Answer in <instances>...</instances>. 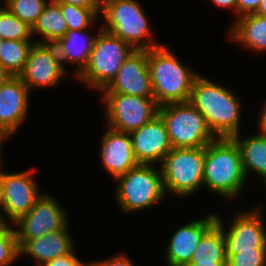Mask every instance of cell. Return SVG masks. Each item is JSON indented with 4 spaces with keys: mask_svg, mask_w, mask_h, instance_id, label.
I'll list each match as a JSON object with an SVG mask.
<instances>
[{
    "mask_svg": "<svg viewBox=\"0 0 266 266\" xmlns=\"http://www.w3.org/2000/svg\"><path fill=\"white\" fill-rule=\"evenodd\" d=\"M158 115L165 123L173 148L205 147L217 138L204 116L189 101L159 106Z\"/></svg>",
    "mask_w": 266,
    "mask_h": 266,
    "instance_id": "8",
    "label": "cell"
},
{
    "mask_svg": "<svg viewBox=\"0 0 266 266\" xmlns=\"http://www.w3.org/2000/svg\"><path fill=\"white\" fill-rule=\"evenodd\" d=\"M34 43L32 40H4L0 50V65L12 76H19Z\"/></svg>",
    "mask_w": 266,
    "mask_h": 266,
    "instance_id": "25",
    "label": "cell"
},
{
    "mask_svg": "<svg viewBox=\"0 0 266 266\" xmlns=\"http://www.w3.org/2000/svg\"><path fill=\"white\" fill-rule=\"evenodd\" d=\"M116 180L115 200L122 213L146 210L167 197L160 166L138 164Z\"/></svg>",
    "mask_w": 266,
    "mask_h": 266,
    "instance_id": "5",
    "label": "cell"
},
{
    "mask_svg": "<svg viewBox=\"0 0 266 266\" xmlns=\"http://www.w3.org/2000/svg\"><path fill=\"white\" fill-rule=\"evenodd\" d=\"M12 75L0 65V87H2Z\"/></svg>",
    "mask_w": 266,
    "mask_h": 266,
    "instance_id": "38",
    "label": "cell"
},
{
    "mask_svg": "<svg viewBox=\"0 0 266 266\" xmlns=\"http://www.w3.org/2000/svg\"><path fill=\"white\" fill-rule=\"evenodd\" d=\"M66 74L54 44L34 43L19 77L31 91L55 86Z\"/></svg>",
    "mask_w": 266,
    "mask_h": 266,
    "instance_id": "13",
    "label": "cell"
},
{
    "mask_svg": "<svg viewBox=\"0 0 266 266\" xmlns=\"http://www.w3.org/2000/svg\"><path fill=\"white\" fill-rule=\"evenodd\" d=\"M243 137L236 134L232 138L239 146L244 173L248 177L252 171L264 180L266 178V133L258 131L257 135Z\"/></svg>",
    "mask_w": 266,
    "mask_h": 266,
    "instance_id": "22",
    "label": "cell"
},
{
    "mask_svg": "<svg viewBox=\"0 0 266 266\" xmlns=\"http://www.w3.org/2000/svg\"><path fill=\"white\" fill-rule=\"evenodd\" d=\"M101 99L105 103L107 126L119 132L137 130L158 115L159 105L155 98L102 92Z\"/></svg>",
    "mask_w": 266,
    "mask_h": 266,
    "instance_id": "9",
    "label": "cell"
},
{
    "mask_svg": "<svg viewBox=\"0 0 266 266\" xmlns=\"http://www.w3.org/2000/svg\"><path fill=\"white\" fill-rule=\"evenodd\" d=\"M227 266H266V249L239 251L227 259Z\"/></svg>",
    "mask_w": 266,
    "mask_h": 266,
    "instance_id": "30",
    "label": "cell"
},
{
    "mask_svg": "<svg viewBox=\"0 0 266 266\" xmlns=\"http://www.w3.org/2000/svg\"><path fill=\"white\" fill-rule=\"evenodd\" d=\"M227 263H188L186 266H226Z\"/></svg>",
    "mask_w": 266,
    "mask_h": 266,
    "instance_id": "40",
    "label": "cell"
},
{
    "mask_svg": "<svg viewBox=\"0 0 266 266\" xmlns=\"http://www.w3.org/2000/svg\"><path fill=\"white\" fill-rule=\"evenodd\" d=\"M255 14L266 16V0H260Z\"/></svg>",
    "mask_w": 266,
    "mask_h": 266,
    "instance_id": "39",
    "label": "cell"
},
{
    "mask_svg": "<svg viewBox=\"0 0 266 266\" xmlns=\"http://www.w3.org/2000/svg\"><path fill=\"white\" fill-rule=\"evenodd\" d=\"M260 0H237V18L254 14L259 6Z\"/></svg>",
    "mask_w": 266,
    "mask_h": 266,
    "instance_id": "33",
    "label": "cell"
},
{
    "mask_svg": "<svg viewBox=\"0 0 266 266\" xmlns=\"http://www.w3.org/2000/svg\"><path fill=\"white\" fill-rule=\"evenodd\" d=\"M75 251L67 255L56 257L54 260L48 261L42 266H88V262H81L79 258L75 256Z\"/></svg>",
    "mask_w": 266,
    "mask_h": 266,
    "instance_id": "32",
    "label": "cell"
},
{
    "mask_svg": "<svg viewBox=\"0 0 266 266\" xmlns=\"http://www.w3.org/2000/svg\"><path fill=\"white\" fill-rule=\"evenodd\" d=\"M67 31L68 26L59 4L49 0L32 27V36H41L39 40H34L35 43L55 44Z\"/></svg>",
    "mask_w": 266,
    "mask_h": 266,
    "instance_id": "23",
    "label": "cell"
},
{
    "mask_svg": "<svg viewBox=\"0 0 266 266\" xmlns=\"http://www.w3.org/2000/svg\"><path fill=\"white\" fill-rule=\"evenodd\" d=\"M218 214H208L207 216L192 220L184 226L176 229L169 245L166 247V262L168 266H186L199 245L204 234L217 222Z\"/></svg>",
    "mask_w": 266,
    "mask_h": 266,
    "instance_id": "16",
    "label": "cell"
},
{
    "mask_svg": "<svg viewBox=\"0 0 266 266\" xmlns=\"http://www.w3.org/2000/svg\"><path fill=\"white\" fill-rule=\"evenodd\" d=\"M88 266H135L132 260L124 253H118L115 256L105 260L88 262Z\"/></svg>",
    "mask_w": 266,
    "mask_h": 266,
    "instance_id": "31",
    "label": "cell"
},
{
    "mask_svg": "<svg viewBox=\"0 0 266 266\" xmlns=\"http://www.w3.org/2000/svg\"><path fill=\"white\" fill-rule=\"evenodd\" d=\"M33 169L17 173L2 172L1 169V209L4 211L1 212V223L13 224L26 215L42 196Z\"/></svg>",
    "mask_w": 266,
    "mask_h": 266,
    "instance_id": "11",
    "label": "cell"
},
{
    "mask_svg": "<svg viewBox=\"0 0 266 266\" xmlns=\"http://www.w3.org/2000/svg\"><path fill=\"white\" fill-rule=\"evenodd\" d=\"M102 92L154 98L148 69L147 50H135L121 64L111 83Z\"/></svg>",
    "mask_w": 266,
    "mask_h": 266,
    "instance_id": "14",
    "label": "cell"
},
{
    "mask_svg": "<svg viewBox=\"0 0 266 266\" xmlns=\"http://www.w3.org/2000/svg\"><path fill=\"white\" fill-rule=\"evenodd\" d=\"M100 146L101 165L114 179L139 164L134 156L129 133L108 127L101 138Z\"/></svg>",
    "mask_w": 266,
    "mask_h": 266,
    "instance_id": "17",
    "label": "cell"
},
{
    "mask_svg": "<svg viewBox=\"0 0 266 266\" xmlns=\"http://www.w3.org/2000/svg\"><path fill=\"white\" fill-rule=\"evenodd\" d=\"M69 232L67 226L57 232L29 240L19 249L20 256L27 255L34 259L36 266H42L58 256L67 255L75 250Z\"/></svg>",
    "mask_w": 266,
    "mask_h": 266,
    "instance_id": "19",
    "label": "cell"
},
{
    "mask_svg": "<svg viewBox=\"0 0 266 266\" xmlns=\"http://www.w3.org/2000/svg\"><path fill=\"white\" fill-rule=\"evenodd\" d=\"M3 42H4V39H2V38L0 37V50H1V46H2Z\"/></svg>",
    "mask_w": 266,
    "mask_h": 266,
    "instance_id": "43",
    "label": "cell"
},
{
    "mask_svg": "<svg viewBox=\"0 0 266 266\" xmlns=\"http://www.w3.org/2000/svg\"><path fill=\"white\" fill-rule=\"evenodd\" d=\"M189 102L204 116L217 138L239 134L242 105L234 91L199 75L194 80Z\"/></svg>",
    "mask_w": 266,
    "mask_h": 266,
    "instance_id": "1",
    "label": "cell"
},
{
    "mask_svg": "<svg viewBox=\"0 0 266 266\" xmlns=\"http://www.w3.org/2000/svg\"><path fill=\"white\" fill-rule=\"evenodd\" d=\"M86 30H68L65 35L54 45L58 51L61 63L66 68V63L76 65L75 76L87 65L97 35Z\"/></svg>",
    "mask_w": 266,
    "mask_h": 266,
    "instance_id": "20",
    "label": "cell"
},
{
    "mask_svg": "<svg viewBox=\"0 0 266 266\" xmlns=\"http://www.w3.org/2000/svg\"><path fill=\"white\" fill-rule=\"evenodd\" d=\"M262 111L259 114V120H258V129L260 132L266 133V101L264 106H262Z\"/></svg>",
    "mask_w": 266,
    "mask_h": 266,
    "instance_id": "36",
    "label": "cell"
},
{
    "mask_svg": "<svg viewBox=\"0 0 266 266\" xmlns=\"http://www.w3.org/2000/svg\"><path fill=\"white\" fill-rule=\"evenodd\" d=\"M147 62L159 106L189 101L194 80L200 75L197 71L178 60L164 45L147 50Z\"/></svg>",
    "mask_w": 266,
    "mask_h": 266,
    "instance_id": "3",
    "label": "cell"
},
{
    "mask_svg": "<svg viewBox=\"0 0 266 266\" xmlns=\"http://www.w3.org/2000/svg\"><path fill=\"white\" fill-rule=\"evenodd\" d=\"M53 1L73 4L80 7L93 8L98 13H101L102 10V0H53Z\"/></svg>",
    "mask_w": 266,
    "mask_h": 266,
    "instance_id": "34",
    "label": "cell"
},
{
    "mask_svg": "<svg viewBox=\"0 0 266 266\" xmlns=\"http://www.w3.org/2000/svg\"><path fill=\"white\" fill-rule=\"evenodd\" d=\"M11 0H3V7H5V5Z\"/></svg>",
    "mask_w": 266,
    "mask_h": 266,
    "instance_id": "42",
    "label": "cell"
},
{
    "mask_svg": "<svg viewBox=\"0 0 266 266\" xmlns=\"http://www.w3.org/2000/svg\"><path fill=\"white\" fill-rule=\"evenodd\" d=\"M253 210L238 211L232 217L229 228L225 229L222 221V230L225 238L227 259L239 251H254L266 249V225L262 216L261 206L258 204ZM260 209V210H259Z\"/></svg>",
    "mask_w": 266,
    "mask_h": 266,
    "instance_id": "12",
    "label": "cell"
},
{
    "mask_svg": "<svg viewBox=\"0 0 266 266\" xmlns=\"http://www.w3.org/2000/svg\"><path fill=\"white\" fill-rule=\"evenodd\" d=\"M20 257L15 228L8 223L0 224V266H10Z\"/></svg>",
    "mask_w": 266,
    "mask_h": 266,
    "instance_id": "29",
    "label": "cell"
},
{
    "mask_svg": "<svg viewBox=\"0 0 266 266\" xmlns=\"http://www.w3.org/2000/svg\"><path fill=\"white\" fill-rule=\"evenodd\" d=\"M247 179L239 146L233 138H216L205 146L203 185L211 192L227 199L236 198Z\"/></svg>",
    "mask_w": 266,
    "mask_h": 266,
    "instance_id": "2",
    "label": "cell"
},
{
    "mask_svg": "<svg viewBox=\"0 0 266 266\" xmlns=\"http://www.w3.org/2000/svg\"><path fill=\"white\" fill-rule=\"evenodd\" d=\"M13 133L11 131H9L6 127L0 125V166H2V160H1V148H2V144L3 141L5 139H7L8 137H10Z\"/></svg>",
    "mask_w": 266,
    "mask_h": 266,
    "instance_id": "37",
    "label": "cell"
},
{
    "mask_svg": "<svg viewBox=\"0 0 266 266\" xmlns=\"http://www.w3.org/2000/svg\"><path fill=\"white\" fill-rule=\"evenodd\" d=\"M98 31L88 63L76 77L87 87L101 92L115 78L121 64L135 49L102 28Z\"/></svg>",
    "mask_w": 266,
    "mask_h": 266,
    "instance_id": "6",
    "label": "cell"
},
{
    "mask_svg": "<svg viewBox=\"0 0 266 266\" xmlns=\"http://www.w3.org/2000/svg\"><path fill=\"white\" fill-rule=\"evenodd\" d=\"M59 4L63 17L66 20L68 30H85L94 27L98 15L93 8L80 7L73 4L56 2Z\"/></svg>",
    "mask_w": 266,
    "mask_h": 266,
    "instance_id": "26",
    "label": "cell"
},
{
    "mask_svg": "<svg viewBox=\"0 0 266 266\" xmlns=\"http://www.w3.org/2000/svg\"><path fill=\"white\" fill-rule=\"evenodd\" d=\"M189 263H227L222 221L219 218L204 234Z\"/></svg>",
    "mask_w": 266,
    "mask_h": 266,
    "instance_id": "24",
    "label": "cell"
},
{
    "mask_svg": "<svg viewBox=\"0 0 266 266\" xmlns=\"http://www.w3.org/2000/svg\"><path fill=\"white\" fill-rule=\"evenodd\" d=\"M0 208H2V194H1V166H0ZM1 212L0 211V221H1Z\"/></svg>",
    "mask_w": 266,
    "mask_h": 266,
    "instance_id": "41",
    "label": "cell"
},
{
    "mask_svg": "<svg viewBox=\"0 0 266 266\" xmlns=\"http://www.w3.org/2000/svg\"><path fill=\"white\" fill-rule=\"evenodd\" d=\"M30 90L19 76H12L0 87V125L15 133L26 121Z\"/></svg>",
    "mask_w": 266,
    "mask_h": 266,
    "instance_id": "18",
    "label": "cell"
},
{
    "mask_svg": "<svg viewBox=\"0 0 266 266\" xmlns=\"http://www.w3.org/2000/svg\"><path fill=\"white\" fill-rule=\"evenodd\" d=\"M229 40L256 54L266 51V16L254 13L237 18L231 25Z\"/></svg>",
    "mask_w": 266,
    "mask_h": 266,
    "instance_id": "21",
    "label": "cell"
},
{
    "mask_svg": "<svg viewBox=\"0 0 266 266\" xmlns=\"http://www.w3.org/2000/svg\"><path fill=\"white\" fill-rule=\"evenodd\" d=\"M205 147L173 148L162 161L166 195L189 197L203 186Z\"/></svg>",
    "mask_w": 266,
    "mask_h": 266,
    "instance_id": "7",
    "label": "cell"
},
{
    "mask_svg": "<svg viewBox=\"0 0 266 266\" xmlns=\"http://www.w3.org/2000/svg\"><path fill=\"white\" fill-rule=\"evenodd\" d=\"M213 5H216L217 7H222L226 9H231L237 14V0H211Z\"/></svg>",
    "mask_w": 266,
    "mask_h": 266,
    "instance_id": "35",
    "label": "cell"
},
{
    "mask_svg": "<svg viewBox=\"0 0 266 266\" xmlns=\"http://www.w3.org/2000/svg\"><path fill=\"white\" fill-rule=\"evenodd\" d=\"M135 159L139 164L159 162L173 149L162 118L157 115L152 121L129 133Z\"/></svg>",
    "mask_w": 266,
    "mask_h": 266,
    "instance_id": "15",
    "label": "cell"
},
{
    "mask_svg": "<svg viewBox=\"0 0 266 266\" xmlns=\"http://www.w3.org/2000/svg\"><path fill=\"white\" fill-rule=\"evenodd\" d=\"M53 196L43 193L30 211L15 225L19 249L29 240L57 232L68 226L67 212Z\"/></svg>",
    "mask_w": 266,
    "mask_h": 266,
    "instance_id": "10",
    "label": "cell"
},
{
    "mask_svg": "<svg viewBox=\"0 0 266 266\" xmlns=\"http://www.w3.org/2000/svg\"><path fill=\"white\" fill-rule=\"evenodd\" d=\"M100 15L106 23H103L102 30L121 38L135 50H149L162 45L150 39L148 16L137 0H103Z\"/></svg>",
    "mask_w": 266,
    "mask_h": 266,
    "instance_id": "4",
    "label": "cell"
},
{
    "mask_svg": "<svg viewBox=\"0 0 266 266\" xmlns=\"http://www.w3.org/2000/svg\"><path fill=\"white\" fill-rule=\"evenodd\" d=\"M0 37L4 40H34L32 27L21 21L6 7H0Z\"/></svg>",
    "mask_w": 266,
    "mask_h": 266,
    "instance_id": "27",
    "label": "cell"
},
{
    "mask_svg": "<svg viewBox=\"0 0 266 266\" xmlns=\"http://www.w3.org/2000/svg\"><path fill=\"white\" fill-rule=\"evenodd\" d=\"M48 0H11L5 7L21 21L33 27Z\"/></svg>",
    "mask_w": 266,
    "mask_h": 266,
    "instance_id": "28",
    "label": "cell"
},
{
    "mask_svg": "<svg viewBox=\"0 0 266 266\" xmlns=\"http://www.w3.org/2000/svg\"><path fill=\"white\" fill-rule=\"evenodd\" d=\"M262 181H264L263 184H264L265 189H266V178L264 180H262Z\"/></svg>",
    "mask_w": 266,
    "mask_h": 266,
    "instance_id": "44",
    "label": "cell"
},
{
    "mask_svg": "<svg viewBox=\"0 0 266 266\" xmlns=\"http://www.w3.org/2000/svg\"><path fill=\"white\" fill-rule=\"evenodd\" d=\"M3 0H0V7H3V4H2Z\"/></svg>",
    "mask_w": 266,
    "mask_h": 266,
    "instance_id": "45",
    "label": "cell"
}]
</instances>
